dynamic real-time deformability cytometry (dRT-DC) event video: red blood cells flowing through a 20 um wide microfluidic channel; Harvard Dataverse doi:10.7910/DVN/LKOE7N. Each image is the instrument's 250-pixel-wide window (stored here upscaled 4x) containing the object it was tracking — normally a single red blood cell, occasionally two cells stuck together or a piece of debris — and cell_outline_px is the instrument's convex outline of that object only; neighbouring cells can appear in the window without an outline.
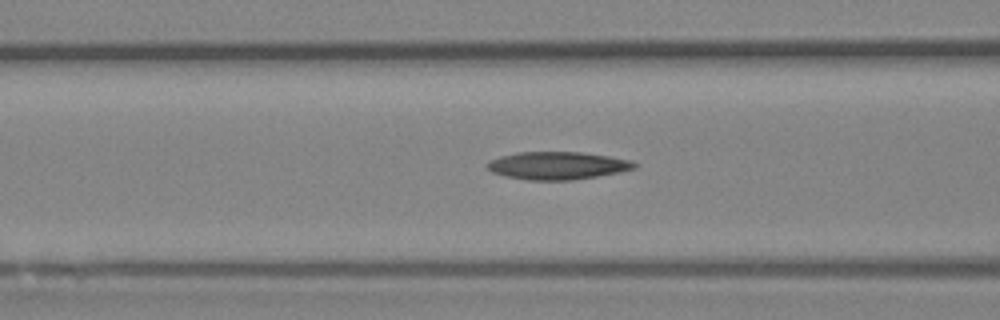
{"species": "Egyptian fruit bat (a non-hibernating species)", "species_latin": "Rousettus aegyptiacus", "temperature_condition": "room temperature", "stored_images_in_passage": 49, "camera_frame_rate_fps": 3000, "um_per_image_px": 0.085, "animal": {"sex": "female"}, "frame": {"image": 1, "passage_image": 17, "time_ms": 5.333, "image_size_px": [1000, 320], "cell_outline_px": [[640, 164], [636, 168], [620, 172], [572, 180], [528, 180], [508, 176], [492, 172], [484, 168], [484, 164], [488, 160], [500, 156], [516, 152], [580, 152], [608, 156], [632, 160]], "centroid_in_image_um": [47.36, 14.07], "position_along_channel_um": 119.2, "area_um2": 23.99}}
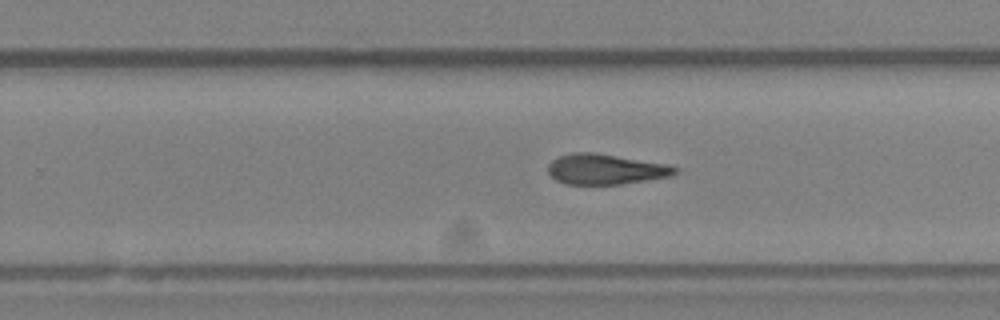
{"frame": {"image": 2, "passage_image": 29, "time_ms": 9.333, "image_size_px": [1000, 320], "cell_outline_px": [[680, 168], [672, 176], [620, 184], [564, 184], [556, 180], [548, 172], [548, 164], [552, 160], [560, 156], [572, 152], [596, 152], [668, 164]], "centroid_in_image_um": [51.48, 14.37], "position_along_channel_um": 278.3, "area_um2": 22.6}}
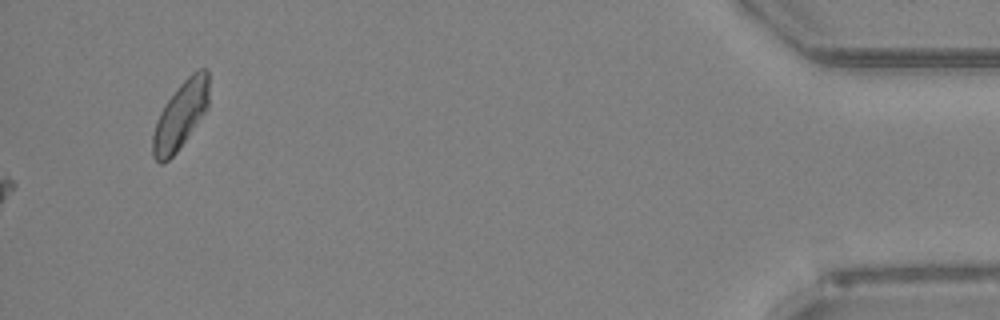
{"frame": {"image": 3, "passage_image": 49, "time_ms": 16.0, "image_size_px": [1000, 320], "cell_outline_px": [[208, 108], [188, 136], [176, 152], [164, 164], [160, 164], [152, 156], [152, 136], [156, 120], [160, 112], [168, 100], [180, 84], [192, 72], [200, 68], [208, 68]], "centroid_in_image_um": [15.33, 9.81], "position_along_channel_um": 419.9, "area_um2": 21.91}, "authors_computed_cell_mechanics": {"area_um2": 23.3512, "velocity_mm_per_s": 4.003, "shape_relaxation_time_tau1_ms": 7.3053, "shape_relaxation_time_tau2_ms": null, "deformation_change_tau1": 0.1777, "deformation_change_tau2": null}}